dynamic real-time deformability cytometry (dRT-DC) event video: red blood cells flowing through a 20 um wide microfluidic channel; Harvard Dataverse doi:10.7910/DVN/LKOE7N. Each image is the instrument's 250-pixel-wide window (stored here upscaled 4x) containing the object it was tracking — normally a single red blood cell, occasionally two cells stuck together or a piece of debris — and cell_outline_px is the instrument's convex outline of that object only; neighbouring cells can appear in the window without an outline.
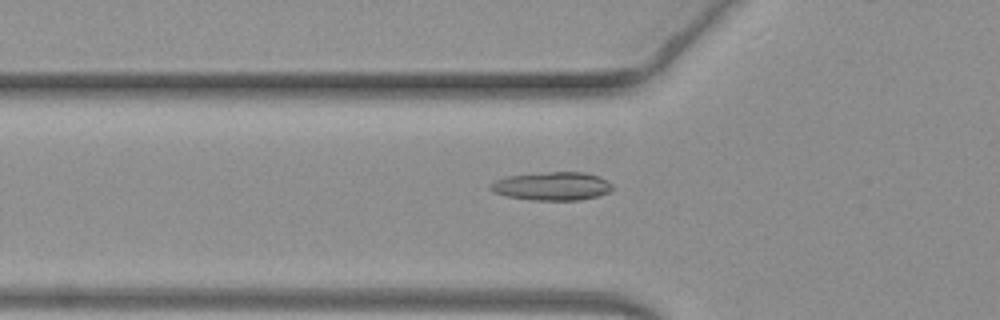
{"species": "common noctule bat (a hibernating species)", "species_latin": "Nyctalus noctula", "temperature_condition": "warm", "stored_images_in_passage": 50, "camera_frame_rate_fps": 3000, "um_per_image_px": 0.085, "animal": {"sex": "female", "body_mass_g": 19.3, "forearm_length_mm": 54.1}, "frame": {"image": 1, "passage_image": 17, "time_ms": 5.333, "image_size_px": [1000, 320], "cell_outline_px": [[616, 188], [608, 192], [596, 196], [580, 200], [532, 200], [508, 196], [492, 192], [488, 188], [488, 184], [496, 180], [508, 176], [548, 172], [584, 172], [600, 176], [608, 180]], "centroid_in_image_um": [46.94, 15.82], "position_along_channel_um": 78.9, "area_um2": 20.29}}
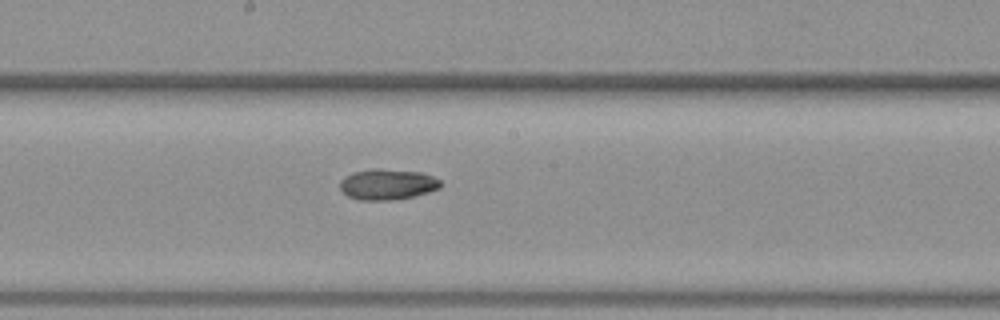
{"frame": {"image": 2, "passage_image": 27, "time_ms": 8.667, "image_size_px": [1000, 320], "cell_outline_px": [[440, 188], [428, 192], [396, 200], [360, 200], [348, 196], [340, 188], [340, 180], [344, 176], [352, 172], [372, 168], [380, 168], [420, 172], [432, 176], [440, 180]], "centroid_in_image_um": [32.9, 15.66], "position_along_channel_um": 215.3, "area_um2": 18.09}}
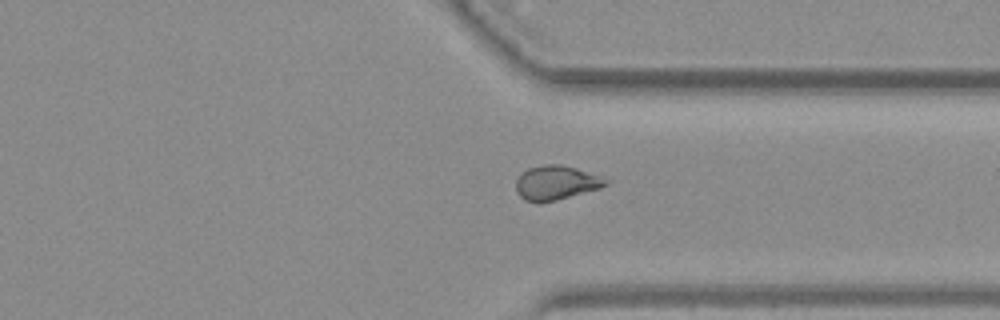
{"frame": {"image": 3, "passage_image": 38, "time_ms": 12.333, "image_size_px": [1000, 320], "cell_outline_px": [[612, 180], [608, 184], [600, 188], [556, 200], [524, 200], [516, 192], [516, 180], [528, 168], [544, 164], [560, 164], [576, 168]], "centroid_in_image_um": [47.31, 15.5], "position_along_channel_um": 364.1, "area_um2": 17.57}, "authors_computed_cell_mechanics": {"area_um2": 18.4671, "velocity_mm_per_s": 4.0659, "shape_relaxation_time_tau1_ms": 6.0221, "shape_relaxation_time_tau2_ms": null, "deformation_change_tau1": 0.1638, "deformation_change_tau2": null}}